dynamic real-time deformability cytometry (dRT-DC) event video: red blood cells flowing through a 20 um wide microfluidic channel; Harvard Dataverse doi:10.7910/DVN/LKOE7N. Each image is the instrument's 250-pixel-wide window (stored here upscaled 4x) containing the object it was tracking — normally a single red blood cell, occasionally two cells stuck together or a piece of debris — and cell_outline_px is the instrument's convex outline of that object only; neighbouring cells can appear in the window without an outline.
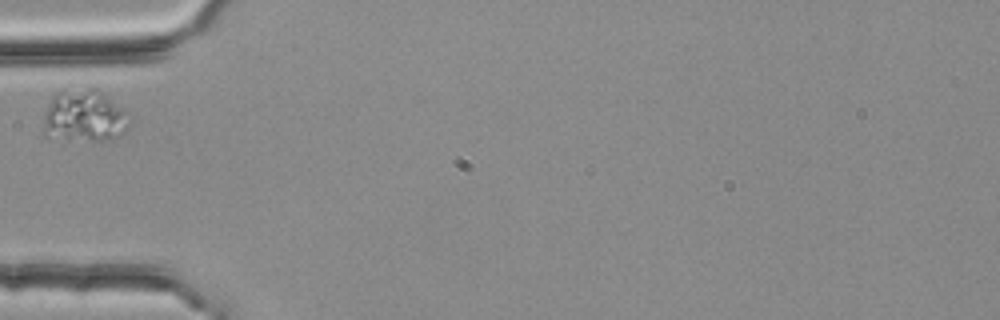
{"species": "common noctule bat (a hibernating species)", "species_latin": "Nyctalus noctula", "temperature_condition": "room temperature", "stored_images_in_passage": 40, "camera_frame_rate_fps": 3000, "um_per_image_px": 0.085, "animal": {"sex": "female", "body_mass_g": 25.1}, "frame": {"image": 1, "passage_image": 1, "time_ms": 0.0, "image_size_px": [1000, 320], "cell_outline_px": [[132, 124], [124, 132], [116, 136], [100, 140], [92, 140], [44, 136], [44, 112], [52, 96], [56, 92], [64, 88], [96, 88], [124, 112]], "centroid_in_image_um": [7.11, 9.82], "position_along_channel_um": 77.9, "area_um2": 25.72}}
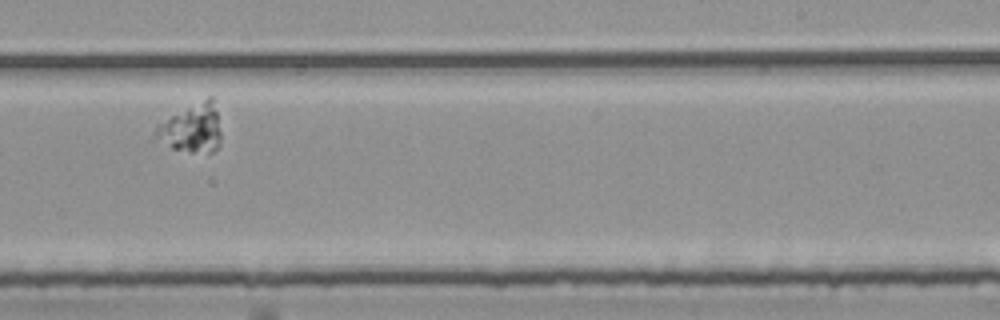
{"frame": {"image": 2, "passage_image": 18, "time_ms": 5.667, "image_size_px": [1000, 320], "cell_outline_px": [[220, 144], [212, 152], [188, 152], [172, 148], [152, 140], [152, 136], [156, 124], [208, 96], [212, 96], [216, 112], [220, 132]], "centroid_in_image_um": [16.23, 10.93], "position_along_channel_um": 272.8, "area_um2": 18.67}}
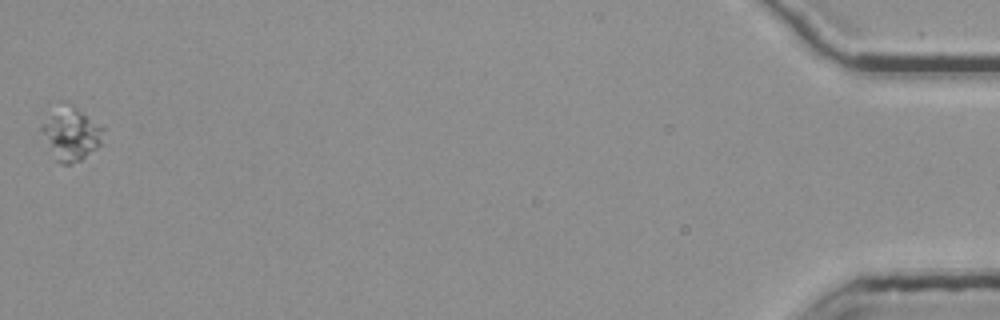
{"frame": {"image": 3, "passage_image": 40, "time_ms": 13.0, "image_size_px": [1000, 320], "cell_outline_px": [[104, 128], [100, 144], [96, 148], [80, 160], [72, 164], [64, 164], [56, 160], [40, 128], [52, 116], [72, 104]], "centroid_in_image_um": [6.11, 11.47], "position_along_channel_um": 429.1, "area_um2": 17.51}}